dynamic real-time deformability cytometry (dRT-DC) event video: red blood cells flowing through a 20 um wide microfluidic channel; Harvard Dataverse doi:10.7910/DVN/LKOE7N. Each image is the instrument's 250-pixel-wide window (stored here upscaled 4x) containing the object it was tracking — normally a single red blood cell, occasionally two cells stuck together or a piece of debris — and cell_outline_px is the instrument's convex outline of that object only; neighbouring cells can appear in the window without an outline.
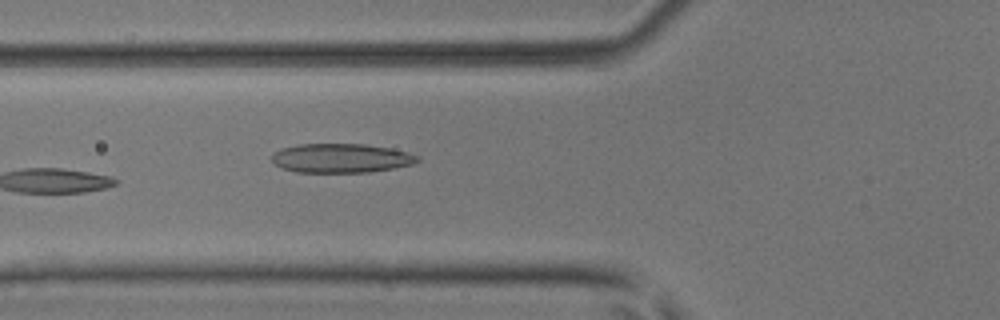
{"species": "common noctule bat (a hibernating species)", "species_latin": "Nyctalus noctula", "temperature_condition": "room temperature", "stored_images_in_passage": 3, "camera_frame_rate_fps": 3000, "um_per_image_px": 0.085, "animal": {"sex": "male", "body_mass_g": 17.9, "forearm_length_mm": 54.2}, "frame": {"image": 1, "passage_image": 3, "time_ms": 0.667, "image_size_px": [1000, 320], "cell_outline_px": [[420, 160], [412, 164], [392, 168], [368, 172], [296, 172], [284, 168], [276, 164], [272, 160], [272, 152], [296, 144], [364, 144], [392, 148], [408, 152], [420, 156]], "centroid_in_image_um": [29.01, 13.43], "position_along_channel_um": 96.8, "area_um2": 24.68}}